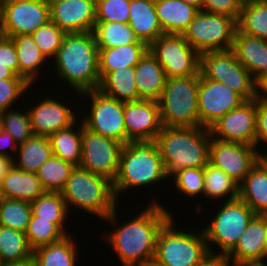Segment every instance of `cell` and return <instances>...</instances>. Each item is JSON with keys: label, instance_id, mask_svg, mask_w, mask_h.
<instances>
[{"label": "cell", "instance_id": "1", "mask_svg": "<svg viewBox=\"0 0 267 266\" xmlns=\"http://www.w3.org/2000/svg\"><path fill=\"white\" fill-rule=\"evenodd\" d=\"M151 202L139 215L105 235L123 266H138L155 257L159 230L172 215L158 201Z\"/></svg>", "mask_w": 267, "mask_h": 266}, {"label": "cell", "instance_id": "2", "mask_svg": "<svg viewBox=\"0 0 267 266\" xmlns=\"http://www.w3.org/2000/svg\"><path fill=\"white\" fill-rule=\"evenodd\" d=\"M53 61L59 78L77 93L99 88V49L92 31L66 33Z\"/></svg>", "mask_w": 267, "mask_h": 266}, {"label": "cell", "instance_id": "3", "mask_svg": "<svg viewBox=\"0 0 267 266\" xmlns=\"http://www.w3.org/2000/svg\"><path fill=\"white\" fill-rule=\"evenodd\" d=\"M155 141L168 177L183 169L204 168L209 163V128L162 126Z\"/></svg>", "mask_w": 267, "mask_h": 266}, {"label": "cell", "instance_id": "4", "mask_svg": "<svg viewBox=\"0 0 267 266\" xmlns=\"http://www.w3.org/2000/svg\"><path fill=\"white\" fill-rule=\"evenodd\" d=\"M61 194L67 209L71 205L75 206L116 226V207L119 202L114 193L113 182L109 179L76 166Z\"/></svg>", "mask_w": 267, "mask_h": 266}, {"label": "cell", "instance_id": "5", "mask_svg": "<svg viewBox=\"0 0 267 266\" xmlns=\"http://www.w3.org/2000/svg\"><path fill=\"white\" fill-rule=\"evenodd\" d=\"M169 178L156 141H131L123 145L113 188L118 200L130 188L154 185Z\"/></svg>", "mask_w": 267, "mask_h": 266}, {"label": "cell", "instance_id": "6", "mask_svg": "<svg viewBox=\"0 0 267 266\" xmlns=\"http://www.w3.org/2000/svg\"><path fill=\"white\" fill-rule=\"evenodd\" d=\"M200 74L167 78L158 100L162 126L201 127L198 108Z\"/></svg>", "mask_w": 267, "mask_h": 266}, {"label": "cell", "instance_id": "7", "mask_svg": "<svg viewBox=\"0 0 267 266\" xmlns=\"http://www.w3.org/2000/svg\"><path fill=\"white\" fill-rule=\"evenodd\" d=\"M174 222L171 217L159 230L154 259L162 266H197L210 253L203 230H175Z\"/></svg>", "mask_w": 267, "mask_h": 266}, {"label": "cell", "instance_id": "8", "mask_svg": "<svg viewBox=\"0 0 267 266\" xmlns=\"http://www.w3.org/2000/svg\"><path fill=\"white\" fill-rule=\"evenodd\" d=\"M200 73L206 79L229 86L245 101L259 96V83L238 61L232 49L200 54Z\"/></svg>", "mask_w": 267, "mask_h": 266}, {"label": "cell", "instance_id": "9", "mask_svg": "<svg viewBox=\"0 0 267 266\" xmlns=\"http://www.w3.org/2000/svg\"><path fill=\"white\" fill-rule=\"evenodd\" d=\"M225 202L223 206H219L214 219H211L207 227L203 228L210 253H213L210 244L214 243L221 248L222 252H218V254L227 255L256 216L240 198L229 201L226 199Z\"/></svg>", "mask_w": 267, "mask_h": 266}, {"label": "cell", "instance_id": "10", "mask_svg": "<svg viewBox=\"0 0 267 266\" xmlns=\"http://www.w3.org/2000/svg\"><path fill=\"white\" fill-rule=\"evenodd\" d=\"M236 30L234 18L199 10L183 36L194 50L202 54L232 49Z\"/></svg>", "mask_w": 267, "mask_h": 266}, {"label": "cell", "instance_id": "11", "mask_svg": "<svg viewBox=\"0 0 267 266\" xmlns=\"http://www.w3.org/2000/svg\"><path fill=\"white\" fill-rule=\"evenodd\" d=\"M91 100L89 116L83 120L84 126L92 132L126 144L124 122V102L103 94L99 89L85 91L80 96Z\"/></svg>", "mask_w": 267, "mask_h": 266}, {"label": "cell", "instance_id": "12", "mask_svg": "<svg viewBox=\"0 0 267 266\" xmlns=\"http://www.w3.org/2000/svg\"><path fill=\"white\" fill-rule=\"evenodd\" d=\"M149 50L163 66L167 78L200 74V54L183 35L164 34L149 45Z\"/></svg>", "mask_w": 267, "mask_h": 266}, {"label": "cell", "instance_id": "13", "mask_svg": "<svg viewBox=\"0 0 267 266\" xmlns=\"http://www.w3.org/2000/svg\"><path fill=\"white\" fill-rule=\"evenodd\" d=\"M122 148V143L92 132L82 122L81 168L114 182Z\"/></svg>", "mask_w": 267, "mask_h": 266}, {"label": "cell", "instance_id": "14", "mask_svg": "<svg viewBox=\"0 0 267 266\" xmlns=\"http://www.w3.org/2000/svg\"><path fill=\"white\" fill-rule=\"evenodd\" d=\"M4 36L31 35L51 20L46 0H7L0 13Z\"/></svg>", "mask_w": 267, "mask_h": 266}, {"label": "cell", "instance_id": "15", "mask_svg": "<svg viewBox=\"0 0 267 266\" xmlns=\"http://www.w3.org/2000/svg\"><path fill=\"white\" fill-rule=\"evenodd\" d=\"M261 158L253 145L211 137L209 163L240 184Z\"/></svg>", "mask_w": 267, "mask_h": 266}, {"label": "cell", "instance_id": "16", "mask_svg": "<svg viewBox=\"0 0 267 266\" xmlns=\"http://www.w3.org/2000/svg\"><path fill=\"white\" fill-rule=\"evenodd\" d=\"M245 100L229 86L206 79L200 73L198 108L201 127L210 128Z\"/></svg>", "mask_w": 267, "mask_h": 266}, {"label": "cell", "instance_id": "17", "mask_svg": "<svg viewBox=\"0 0 267 266\" xmlns=\"http://www.w3.org/2000/svg\"><path fill=\"white\" fill-rule=\"evenodd\" d=\"M257 98L243 102L229 111L209 129L211 137L224 142L254 146L256 136Z\"/></svg>", "mask_w": 267, "mask_h": 266}, {"label": "cell", "instance_id": "18", "mask_svg": "<svg viewBox=\"0 0 267 266\" xmlns=\"http://www.w3.org/2000/svg\"><path fill=\"white\" fill-rule=\"evenodd\" d=\"M126 144L131 141H155L161 131L159 104L154 100L124 102Z\"/></svg>", "mask_w": 267, "mask_h": 266}, {"label": "cell", "instance_id": "19", "mask_svg": "<svg viewBox=\"0 0 267 266\" xmlns=\"http://www.w3.org/2000/svg\"><path fill=\"white\" fill-rule=\"evenodd\" d=\"M51 21L65 33L93 31L96 0H58L50 3Z\"/></svg>", "mask_w": 267, "mask_h": 266}, {"label": "cell", "instance_id": "20", "mask_svg": "<svg viewBox=\"0 0 267 266\" xmlns=\"http://www.w3.org/2000/svg\"><path fill=\"white\" fill-rule=\"evenodd\" d=\"M62 102L47 96V98L36 103L34 107L27 109L34 135L49 137L55 132L66 129L78 122L76 120L77 114Z\"/></svg>", "mask_w": 267, "mask_h": 266}, {"label": "cell", "instance_id": "21", "mask_svg": "<svg viewBox=\"0 0 267 266\" xmlns=\"http://www.w3.org/2000/svg\"><path fill=\"white\" fill-rule=\"evenodd\" d=\"M233 264L267 260V215H256L227 254Z\"/></svg>", "mask_w": 267, "mask_h": 266}, {"label": "cell", "instance_id": "22", "mask_svg": "<svg viewBox=\"0 0 267 266\" xmlns=\"http://www.w3.org/2000/svg\"><path fill=\"white\" fill-rule=\"evenodd\" d=\"M232 50L258 83L267 77V40L246 35L237 29Z\"/></svg>", "mask_w": 267, "mask_h": 266}, {"label": "cell", "instance_id": "23", "mask_svg": "<svg viewBox=\"0 0 267 266\" xmlns=\"http://www.w3.org/2000/svg\"><path fill=\"white\" fill-rule=\"evenodd\" d=\"M167 76L163 66L148 50L135 66V83L141 99L158 101Z\"/></svg>", "mask_w": 267, "mask_h": 266}, {"label": "cell", "instance_id": "24", "mask_svg": "<svg viewBox=\"0 0 267 266\" xmlns=\"http://www.w3.org/2000/svg\"><path fill=\"white\" fill-rule=\"evenodd\" d=\"M129 26L148 46L164 32L159 24L155 0H130Z\"/></svg>", "mask_w": 267, "mask_h": 266}, {"label": "cell", "instance_id": "25", "mask_svg": "<svg viewBox=\"0 0 267 266\" xmlns=\"http://www.w3.org/2000/svg\"><path fill=\"white\" fill-rule=\"evenodd\" d=\"M239 198L256 215H267V159H260L239 184Z\"/></svg>", "mask_w": 267, "mask_h": 266}, {"label": "cell", "instance_id": "26", "mask_svg": "<svg viewBox=\"0 0 267 266\" xmlns=\"http://www.w3.org/2000/svg\"><path fill=\"white\" fill-rule=\"evenodd\" d=\"M159 24L164 34L183 35L199 11L182 0H155Z\"/></svg>", "mask_w": 267, "mask_h": 266}, {"label": "cell", "instance_id": "27", "mask_svg": "<svg viewBox=\"0 0 267 266\" xmlns=\"http://www.w3.org/2000/svg\"><path fill=\"white\" fill-rule=\"evenodd\" d=\"M43 189L36 173L20 170L13 166L0 182V197L33 202L43 195Z\"/></svg>", "mask_w": 267, "mask_h": 266}, {"label": "cell", "instance_id": "28", "mask_svg": "<svg viewBox=\"0 0 267 266\" xmlns=\"http://www.w3.org/2000/svg\"><path fill=\"white\" fill-rule=\"evenodd\" d=\"M99 49V75L102 80L109 72L136 66L149 50L143 41L114 48Z\"/></svg>", "mask_w": 267, "mask_h": 266}, {"label": "cell", "instance_id": "29", "mask_svg": "<svg viewBox=\"0 0 267 266\" xmlns=\"http://www.w3.org/2000/svg\"><path fill=\"white\" fill-rule=\"evenodd\" d=\"M12 39L15 43L18 59V76L23 77L32 85L40 75L39 68L46 65L45 62L48 59L40 51L31 35H18Z\"/></svg>", "mask_w": 267, "mask_h": 266}, {"label": "cell", "instance_id": "30", "mask_svg": "<svg viewBox=\"0 0 267 266\" xmlns=\"http://www.w3.org/2000/svg\"><path fill=\"white\" fill-rule=\"evenodd\" d=\"M103 94L122 102L142 100L135 83V66L109 72L98 88Z\"/></svg>", "mask_w": 267, "mask_h": 266}, {"label": "cell", "instance_id": "31", "mask_svg": "<svg viewBox=\"0 0 267 266\" xmlns=\"http://www.w3.org/2000/svg\"><path fill=\"white\" fill-rule=\"evenodd\" d=\"M14 166L20 170L36 173L38 168L53 156L49 137L32 135L17 147Z\"/></svg>", "mask_w": 267, "mask_h": 266}, {"label": "cell", "instance_id": "32", "mask_svg": "<svg viewBox=\"0 0 267 266\" xmlns=\"http://www.w3.org/2000/svg\"><path fill=\"white\" fill-rule=\"evenodd\" d=\"M71 234L60 241L33 250L34 266H76L77 247Z\"/></svg>", "mask_w": 267, "mask_h": 266}, {"label": "cell", "instance_id": "33", "mask_svg": "<svg viewBox=\"0 0 267 266\" xmlns=\"http://www.w3.org/2000/svg\"><path fill=\"white\" fill-rule=\"evenodd\" d=\"M78 130L74 129V123L70 127L59 130L49 136L50 144L53 150V155L72 163L74 166H79L82 156V122L80 120Z\"/></svg>", "mask_w": 267, "mask_h": 266}, {"label": "cell", "instance_id": "34", "mask_svg": "<svg viewBox=\"0 0 267 266\" xmlns=\"http://www.w3.org/2000/svg\"><path fill=\"white\" fill-rule=\"evenodd\" d=\"M237 29L246 35L267 40V0H245Z\"/></svg>", "mask_w": 267, "mask_h": 266}, {"label": "cell", "instance_id": "35", "mask_svg": "<svg viewBox=\"0 0 267 266\" xmlns=\"http://www.w3.org/2000/svg\"><path fill=\"white\" fill-rule=\"evenodd\" d=\"M26 234L0 225V263H15L32 259Z\"/></svg>", "mask_w": 267, "mask_h": 266}, {"label": "cell", "instance_id": "36", "mask_svg": "<svg viewBox=\"0 0 267 266\" xmlns=\"http://www.w3.org/2000/svg\"><path fill=\"white\" fill-rule=\"evenodd\" d=\"M31 206L32 214L38 217V220H52L65 235H69L64 221L71 210L67 209L61 193L45 192L31 202Z\"/></svg>", "mask_w": 267, "mask_h": 266}, {"label": "cell", "instance_id": "37", "mask_svg": "<svg viewBox=\"0 0 267 266\" xmlns=\"http://www.w3.org/2000/svg\"><path fill=\"white\" fill-rule=\"evenodd\" d=\"M92 32L98 48H114L139 41L128 23L96 22Z\"/></svg>", "mask_w": 267, "mask_h": 266}, {"label": "cell", "instance_id": "38", "mask_svg": "<svg viewBox=\"0 0 267 266\" xmlns=\"http://www.w3.org/2000/svg\"><path fill=\"white\" fill-rule=\"evenodd\" d=\"M75 167L53 155L38 168L36 176L45 192L61 193Z\"/></svg>", "mask_w": 267, "mask_h": 266}, {"label": "cell", "instance_id": "39", "mask_svg": "<svg viewBox=\"0 0 267 266\" xmlns=\"http://www.w3.org/2000/svg\"><path fill=\"white\" fill-rule=\"evenodd\" d=\"M204 196L220 199L227 196L228 201L239 198V184L221 169L208 163L204 167Z\"/></svg>", "mask_w": 267, "mask_h": 266}, {"label": "cell", "instance_id": "40", "mask_svg": "<svg viewBox=\"0 0 267 266\" xmlns=\"http://www.w3.org/2000/svg\"><path fill=\"white\" fill-rule=\"evenodd\" d=\"M31 216L30 202L0 197V225L25 233Z\"/></svg>", "mask_w": 267, "mask_h": 266}, {"label": "cell", "instance_id": "41", "mask_svg": "<svg viewBox=\"0 0 267 266\" xmlns=\"http://www.w3.org/2000/svg\"><path fill=\"white\" fill-rule=\"evenodd\" d=\"M25 234L32 250L60 241L66 236L52 220H38L33 214Z\"/></svg>", "mask_w": 267, "mask_h": 266}, {"label": "cell", "instance_id": "42", "mask_svg": "<svg viewBox=\"0 0 267 266\" xmlns=\"http://www.w3.org/2000/svg\"><path fill=\"white\" fill-rule=\"evenodd\" d=\"M1 119L3 130L8 132L18 145L33 135L27 109L26 112L15 111L12 108L5 110L1 112Z\"/></svg>", "mask_w": 267, "mask_h": 266}, {"label": "cell", "instance_id": "43", "mask_svg": "<svg viewBox=\"0 0 267 266\" xmlns=\"http://www.w3.org/2000/svg\"><path fill=\"white\" fill-rule=\"evenodd\" d=\"M66 33L51 20L31 34L40 51L53 60L61 47Z\"/></svg>", "mask_w": 267, "mask_h": 266}, {"label": "cell", "instance_id": "44", "mask_svg": "<svg viewBox=\"0 0 267 266\" xmlns=\"http://www.w3.org/2000/svg\"><path fill=\"white\" fill-rule=\"evenodd\" d=\"M130 0H96V22H129Z\"/></svg>", "mask_w": 267, "mask_h": 266}, {"label": "cell", "instance_id": "45", "mask_svg": "<svg viewBox=\"0 0 267 266\" xmlns=\"http://www.w3.org/2000/svg\"><path fill=\"white\" fill-rule=\"evenodd\" d=\"M177 190L194 197L204 193V168H187L173 175Z\"/></svg>", "mask_w": 267, "mask_h": 266}, {"label": "cell", "instance_id": "46", "mask_svg": "<svg viewBox=\"0 0 267 266\" xmlns=\"http://www.w3.org/2000/svg\"><path fill=\"white\" fill-rule=\"evenodd\" d=\"M30 87L25 79H0V113L11 109Z\"/></svg>", "mask_w": 267, "mask_h": 266}, {"label": "cell", "instance_id": "47", "mask_svg": "<svg viewBox=\"0 0 267 266\" xmlns=\"http://www.w3.org/2000/svg\"><path fill=\"white\" fill-rule=\"evenodd\" d=\"M245 0H202L201 10L227 15L238 21Z\"/></svg>", "mask_w": 267, "mask_h": 266}, {"label": "cell", "instance_id": "48", "mask_svg": "<svg viewBox=\"0 0 267 266\" xmlns=\"http://www.w3.org/2000/svg\"><path fill=\"white\" fill-rule=\"evenodd\" d=\"M260 142L267 145V101L257 97L256 136L254 147L261 159H267V153L262 154L257 148ZM257 146V147H256Z\"/></svg>", "mask_w": 267, "mask_h": 266}, {"label": "cell", "instance_id": "49", "mask_svg": "<svg viewBox=\"0 0 267 266\" xmlns=\"http://www.w3.org/2000/svg\"><path fill=\"white\" fill-rule=\"evenodd\" d=\"M0 64H8V67L18 76L15 43L12 38L4 35L0 38Z\"/></svg>", "mask_w": 267, "mask_h": 266}, {"label": "cell", "instance_id": "50", "mask_svg": "<svg viewBox=\"0 0 267 266\" xmlns=\"http://www.w3.org/2000/svg\"><path fill=\"white\" fill-rule=\"evenodd\" d=\"M17 147L18 144L14 141V138L5 130H2L0 133V155L14 158L13 155L16 154ZM8 149L13 150V152L12 151H10V153L6 152L8 151Z\"/></svg>", "mask_w": 267, "mask_h": 266}, {"label": "cell", "instance_id": "51", "mask_svg": "<svg viewBox=\"0 0 267 266\" xmlns=\"http://www.w3.org/2000/svg\"><path fill=\"white\" fill-rule=\"evenodd\" d=\"M225 254L209 253L197 266H232Z\"/></svg>", "mask_w": 267, "mask_h": 266}, {"label": "cell", "instance_id": "52", "mask_svg": "<svg viewBox=\"0 0 267 266\" xmlns=\"http://www.w3.org/2000/svg\"><path fill=\"white\" fill-rule=\"evenodd\" d=\"M14 166V158L0 155V182Z\"/></svg>", "mask_w": 267, "mask_h": 266}, {"label": "cell", "instance_id": "53", "mask_svg": "<svg viewBox=\"0 0 267 266\" xmlns=\"http://www.w3.org/2000/svg\"><path fill=\"white\" fill-rule=\"evenodd\" d=\"M0 79H24L17 76L9 67L8 64H0Z\"/></svg>", "mask_w": 267, "mask_h": 266}, {"label": "cell", "instance_id": "54", "mask_svg": "<svg viewBox=\"0 0 267 266\" xmlns=\"http://www.w3.org/2000/svg\"><path fill=\"white\" fill-rule=\"evenodd\" d=\"M259 90V96L267 101V77L259 83Z\"/></svg>", "mask_w": 267, "mask_h": 266}, {"label": "cell", "instance_id": "55", "mask_svg": "<svg viewBox=\"0 0 267 266\" xmlns=\"http://www.w3.org/2000/svg\"><path fill=\"white\" fill-rule=\"evenodd\" d=\"M267 261L265 262V260L263 261H245V262H241L239 264H233L232 266H267Z\"/></svg>", "mask_w": 267, "mask_h": 266}, {"label": "cell", "instance_id": "56", "mask_svg": "<svg viewBox=\"0 0 267 266\" xmlns=\"http://www.w3.org/2000/svg\"><path fill=\"white\" fill-rule=\"evenodd\" d=\"M2 266H34L32 259H27L25 261L21 262H15V263H7Z\"/></svg>", "mask_w": 267, "mask_h": 266}, {"label": "cell", "instance_id": "57", "mask_svg": "<svg viewBox=\"0 0 267 266\" xmlns=\"http://www.w3.org/2000/svg\"><path fill=\"white\" fill-rule=\"evenodd\" d=\"M182 1L185 2V3H187V4L193 5L198 10H201L202 0H182Z\"/></svg>", "mask_w": 267, "mask_h": 266}, {"label": "cell", "instance_id": "58", "mask_svg": "<svg viewBox=\"0 0 267 266\" xmlns=\"http://www.w3.org/2000/svg\"><path fill=\"white\" fill-rule=\"evenodd\" d=\"M138 266H162V265L160 263H158L155 259H152V260L144 262Z\"/></svg>", "mask_w": 267, "mask_h": 266}, {"label": "cell", "instance_id": "59", "mask_svg": "<svg viewBox=\"0 0 267 266\" xmlns=\"http://www.w3.org/2000/svg\"><path fill=\"white\" fill-rule=\"evenodd\" d=\"M7 0H0V13L2 12V9L4 5L6 4Z\"/></svg>", "mask_w": 267, "mask_h": 266}, {"label": "cell", "instance_id": "60", "mask_svg": "<svg viewBox=\"0 0 267 266\" xmlns=\"http://www.w3.org/2000/svg\"><path fill=\"white\" fill-rule=\"evenodd\" d=\"M2 130H3V127H2V119H1V113H0V133Z\"/></svg>", "mask_w": 267, "mask_h": 266}, {"label": "cell", "instance_id": "61", "mask_svg": "<svg viewBox=\"0 0 267 266\" xmlns=\"http://www.w3.org/2000/svg\"><path fill=\"white\" fill-rule=\"evenodd\" d=\"M3 36V32H2V26H1V20H0V38Z\"/></svg>", "mask_w": 267, "mask_h": 266}, {"label": "cell", "instance_id": "62", "mask_svg": "<svg viewBox=\"0 0 267 266\" xmlns=\"http://www.w3.org/2000/svg\"><path fill=\"white\" fill-rule=\"evenodd\" d=\"M46 1L50 4L51 2L58 1V0H46Z\"/></svg>", "mask_w": 267, "mask_h": 266}]
</instances>
